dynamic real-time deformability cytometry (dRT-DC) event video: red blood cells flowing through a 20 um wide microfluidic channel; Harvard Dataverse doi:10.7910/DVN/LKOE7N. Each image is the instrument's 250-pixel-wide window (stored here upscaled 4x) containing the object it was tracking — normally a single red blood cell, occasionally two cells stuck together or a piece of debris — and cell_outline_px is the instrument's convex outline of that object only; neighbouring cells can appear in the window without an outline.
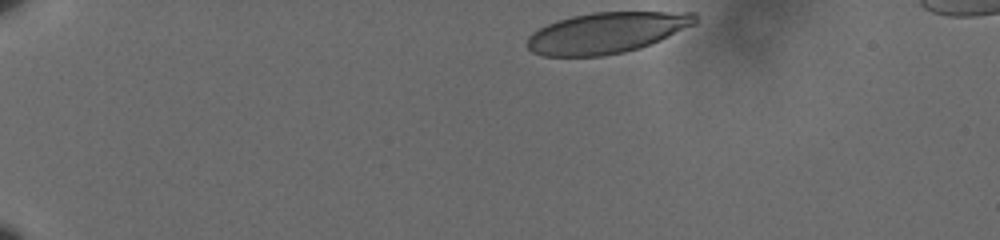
{"species": "human", "species_latin": "Homo sapiens", "temperature_condition": "cold", "stored_images_in_passage": 41, "camera_frame_rate_fps": 3000, "um_per_image_px": 0.085, "donor": {"sex": "male"}, "frame": {"image": 1, "passage_image": 1, "time_ms": 0.0, "image_size_px": [1000, 240], "cell_outline_px": [[696, 24], [660, 40], [640, 48], [624, 52], [600, 56], [544, 56], [532, 52], [524, 44], [528, 36], [532, 32], [556, 20], [572, 16], [592, 12], [696, 12]], "centroid_in_image_um": [51.53, 2.78], "position_along_channel_um": 33.5, "area_um2": 40.17}}
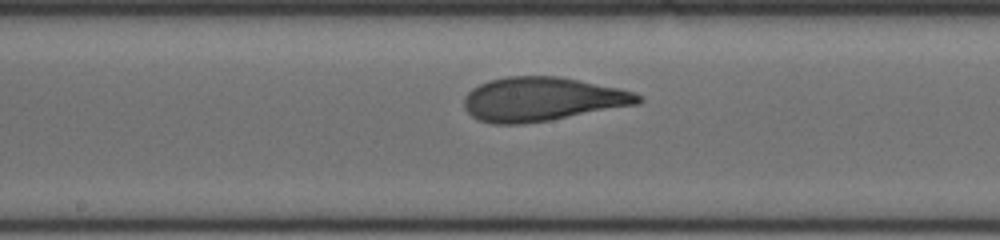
{"frame": {"image": 2, "passage_image": 23, "time_ms": 7.333, "image_size_px": [1000, 240], "cell_outline_px": [[644, 100], [640, 104], [548, 120], [520, 124], [492, 124], [480, 120], [472, 116], [464, 108], [464, 96], [472, 88], [488, 80], [508, 76], [560, 76], [620, 88], [632, 92], [640, 96]], "centroid_in_image_um": [46.07, 8.42], "position_along_channel_um": 202.1, "area_um2": 44.56}}
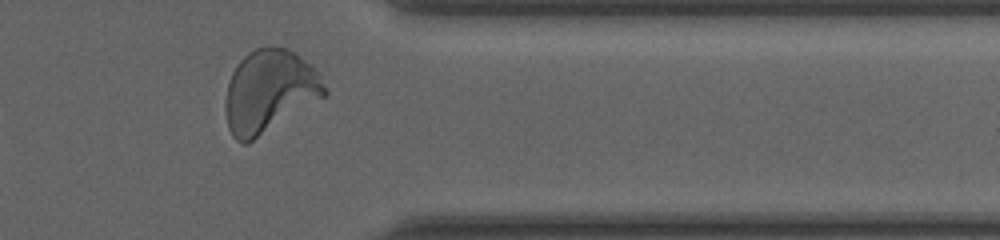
{"frame": {"image": 3, "passage_image": 39, "time_ms": 12.667, "image_size_px": [1000, 240], "cell_outline_px": [[328, 92], [324, 96], [248, 144], [244, 144], [236, 140], [232, 136], [228, 128], [224, 108], [224, 104], [228, 84], [232, 72], [240, 60], [248, 52], [256, 48], [268, 44], [272, 44], [284, 48], [300, 56], [312, 64], [320, 72], [328, 88]], "centroid_in_image_um": [22.9, 7.74], "position_along_channel_um": 388.5, "area_um2": 48.26}, "authors_computed_cell_mechanics": {"area_um2": 43.4656, "velocity_mm_per_s": 3.5748, "shape_relaxation_time_tau1_ms": 5.4094, "shape_relaxation_time_tau2_ms": null, "deformation_change_tau1": 0.1935, "deformation_change_tau2": null}}